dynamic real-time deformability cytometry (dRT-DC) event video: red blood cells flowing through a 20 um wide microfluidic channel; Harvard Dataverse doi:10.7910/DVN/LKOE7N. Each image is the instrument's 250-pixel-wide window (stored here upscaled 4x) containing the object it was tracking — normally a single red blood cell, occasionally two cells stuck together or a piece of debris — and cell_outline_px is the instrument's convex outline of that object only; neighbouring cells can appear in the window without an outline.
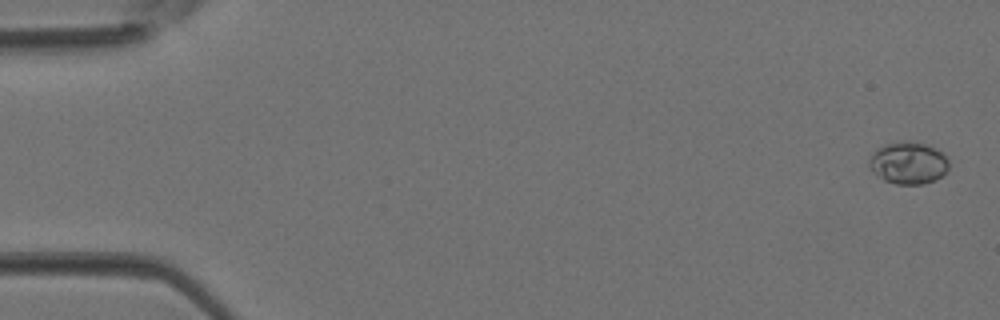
{"species": "Egyptian fruit bat (a non-hibernating species)", "species_latin": "Rousettus aegyptiacus", "temperature_condition": "room temperature", "stored_images_in_passage": 4, "camera_frame_rate_fps": 3000, "um_per_image_px": 0.085, "animal": {"sex": "female"}, "frame": {"image": 1, "passage_image": 1, "time_ms": 0.0, "image_size_px": [1000, 320], "cell_outline_px": [[948, 168], [940, 176], [924, 184], [896, 184], [884, 180], [872, 172], [868, 164], [868, 160], [872, 152], [876, 148], [884, 144], [904, 140], [908, 140], [928, 144], [944, 152], [948, 160]], "centroid_in_image_um": [77.17, 13.81], "position_along_channel_um": 7.8, "area_um2": 19.88}}
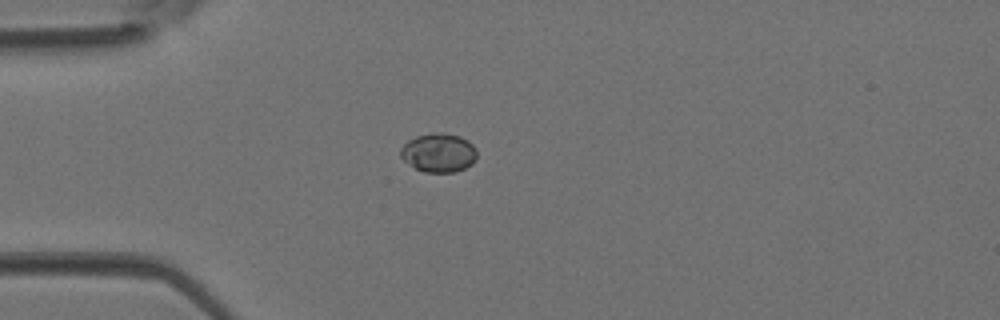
{"frame": {"image": 2, "passage_image": 4, "time_ms": 1.0, "image_size_px": [1000, 320], "cell_outline_px": [[476, 160], [472, 164], [456, 172], [424, 172], [416, 168], [404, 160], [400, 156], [400, 148], [408, 140], [416, 136], [432, 132], [440, 132], [460, 136], [468, 140], [476, 148]], "centroid_in_image_um": [37.29, 12.97], "position_along_channel_um": 47.7, "area_um2": 17.4}}